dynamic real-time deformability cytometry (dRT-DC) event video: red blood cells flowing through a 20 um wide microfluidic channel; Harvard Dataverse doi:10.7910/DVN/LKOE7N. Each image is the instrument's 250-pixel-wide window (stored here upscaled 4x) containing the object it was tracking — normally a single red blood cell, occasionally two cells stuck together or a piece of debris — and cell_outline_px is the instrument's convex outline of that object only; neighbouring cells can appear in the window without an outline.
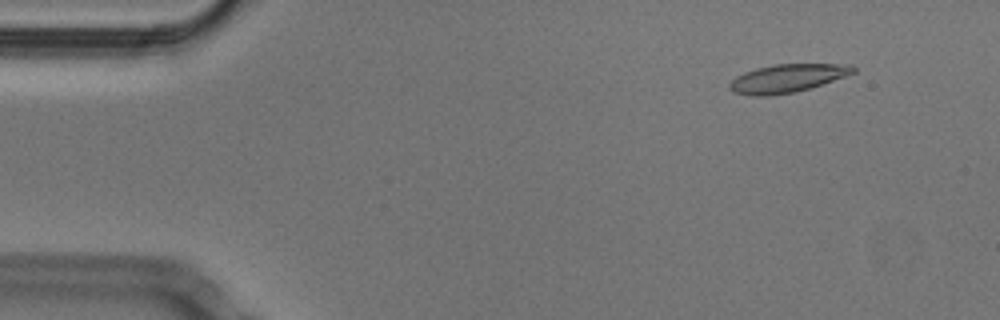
{"species": "Egyptian fruit bat (a non-hibernating species)", "species_latin": "Rousettus aegyptiacus", "temperature_condition": "cold", "stored_images_in_passage": 52, "camera_frame_rate_fps": 3000, "um_per_image_px": 0.085, "animal": {"sex": "male"}, "frame": {"image": 1, "passage_image": 5, "time_ms": 1.333, "image_size_px": [1000, 320], "cell_outline_px": [[856, 72], [808, 88], [792, 92], [768, 96], [752, 96], [732, 92], [728, 88], [728, 84], [736, 76], [744, 72], [756, 68], [776, 64], [852, 64], [856, 68]], "centroid_in_image_um": [66.86, 6.65], "position_along_channel_um": 18.1, "area_um2": 20.17}}
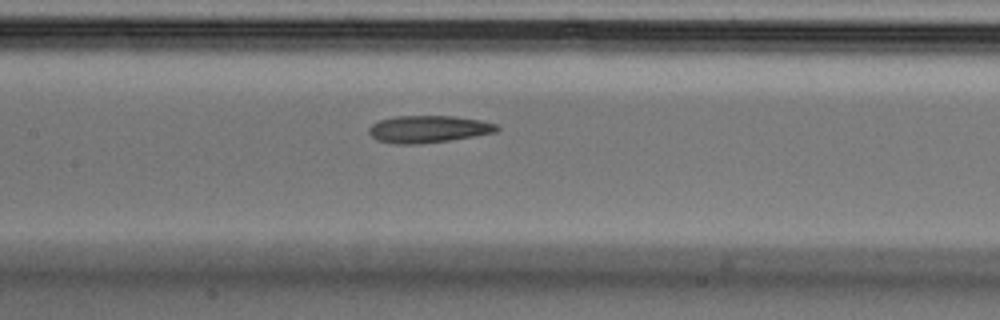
{"frame": {"image": 2, "passage_image": 24, "time_ms": 7.667, "image_size_px": [1000, 320], "cell_outline_px": [[500, 128], [496, 132], [448, 140], [420, 144], [396, 144], [376, 140], [368, 132], [368, 128], [372, 124], [380, 120], [396, 116], [456, 116], [480, 120], [496, 124]], "centroid_in_image_um": [36.38, 10.97], "position_along_channel_um": 171.0, "area_um2": 20.17}}
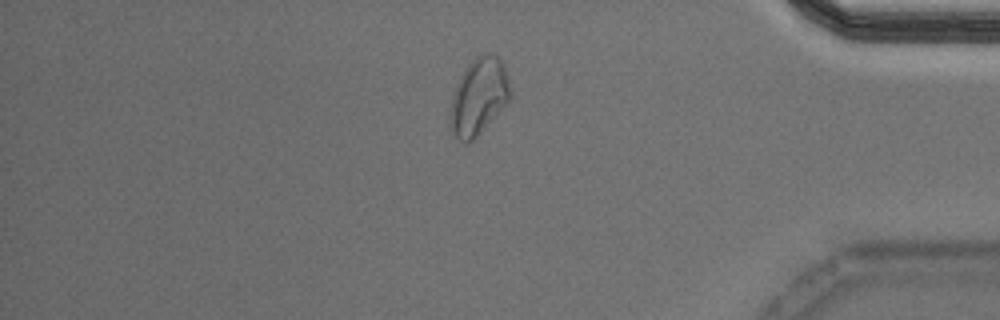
{"frame": {"image": 3, "passage_image": 44, "time_ms": 14.333, "image_size_px": [1000, 320], "cell_outline_px": [[512, 96], [508, 104], [468, 144], [464, 144], [452, 132], [452, 96], [456, 84], [460, 76], [468, 64], [476, 56], [484, 52], [488, 52], [496, 56], [500, 60], [504, 68], [512, 92]], "centroid_in_image_um": [40.73, 8.18], "position_along_channel_um": 394.5, "area_um2": 26.53}}